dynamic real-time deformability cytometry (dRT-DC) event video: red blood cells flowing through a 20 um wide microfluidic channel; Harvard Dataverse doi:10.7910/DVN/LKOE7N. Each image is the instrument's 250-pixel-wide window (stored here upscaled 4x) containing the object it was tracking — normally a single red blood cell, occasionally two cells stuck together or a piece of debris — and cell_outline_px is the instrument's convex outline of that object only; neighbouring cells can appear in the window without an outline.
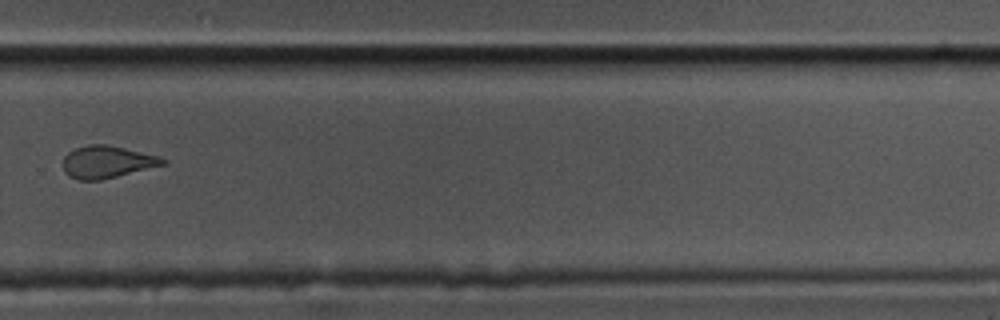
{"species": "common noctule bat (a hibernating species)", "species_latin": "Nyctalus noctula", "temperature_condition": "cold", "stored_images_in_passage": 15, "camera_frame_rate_fps": 3000, "um_per_image_px": 0.085, "animal": {"sex": "male", "body_mass_g": 17.5, "forearm_length_mm": 52.3}, "frame": {"image": 1, "passage_image": 11, "time_ms": 3.333, "image_size_px": [1000, 320], "cell_outline_px": [[168, 164], [100, 180], [80, 180], [68, 176], [64, 172], [64, 156], [68, 152], [76, 148], [88, 144], [108, 144], [160, 156], [168, 160]], "centroid_in_image_um": [9.13, 13.76], "position_along_channel_um": 320.7, "area_um2": 18.9}}
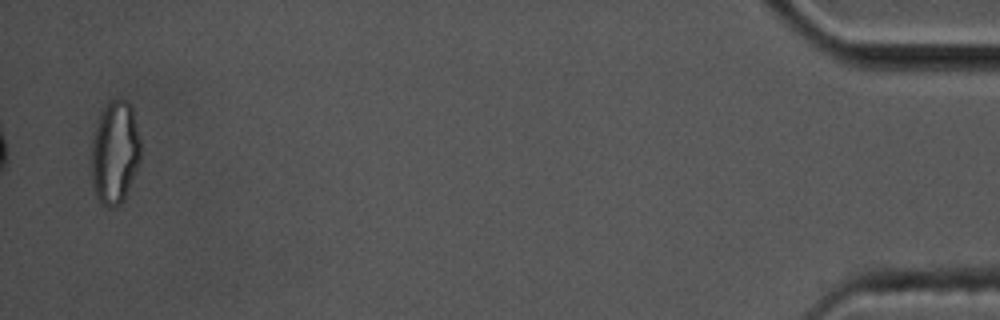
{"frame": {"image": 2, "passage_image": 15, "time_ms": 4.667, "image_size_px": [1000, 320], "cell_outline_px": [[140, 160], [128, 188], [120, 204], [112, 208], [108, 208], [96, 196], [92, 180], [92, 140], [100, 116], [104, 108], [112, 100], [128, 100], [132, 108], [140, 140]], "centroid_in_image_um": [9.77, 12.96], "position_along_channel_um": 425.4, "area_um2": 28.9}}